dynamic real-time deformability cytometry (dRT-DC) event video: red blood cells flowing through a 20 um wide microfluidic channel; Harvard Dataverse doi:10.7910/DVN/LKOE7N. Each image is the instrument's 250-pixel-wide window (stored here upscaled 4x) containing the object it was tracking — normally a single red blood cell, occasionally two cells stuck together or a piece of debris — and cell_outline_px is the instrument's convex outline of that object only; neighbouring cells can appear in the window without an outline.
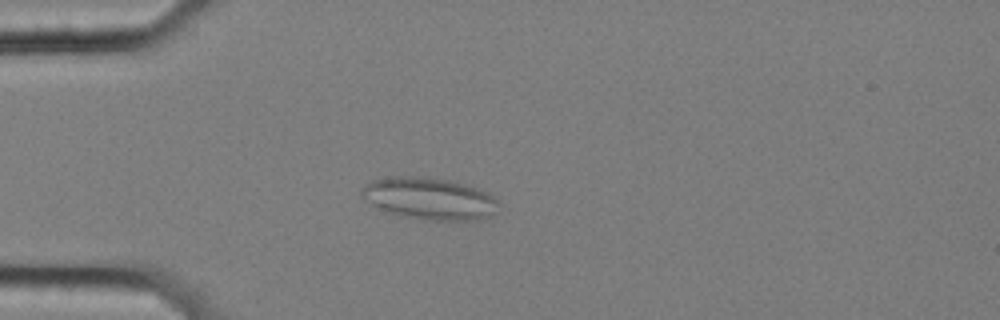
{"species": "common noctule bat (a hibernating species)", "species_latin": "Nyctalus noctula", "temperature_condition": "cold", "stored_images_in_passage": 58, "segment_of_instrument_passage": [1, 2], "camera_frame_rate_fps": 3000, "um_per_image_px": 0.085, "animal": {"sex": "female", "body_mass_g": 25.1}, "frame": {"image": 1, "passage_image": 16, "time_ms": 5.0, "image_size_px": [1000, 320], "cell_outline_px": [[500, 200], [496, 212], [492, 216], [476, 220], [420, 220], [400, 216], [384, 212], [360, 196], [360, 188], [364, 184], [372, 180], [392, 176], [412, 176], [444, 180], [476, 188]], "centroid_in_image_um": [36.44, 16.9], "position_along_channel_um": 48.6, "area_um2": 33.58}}